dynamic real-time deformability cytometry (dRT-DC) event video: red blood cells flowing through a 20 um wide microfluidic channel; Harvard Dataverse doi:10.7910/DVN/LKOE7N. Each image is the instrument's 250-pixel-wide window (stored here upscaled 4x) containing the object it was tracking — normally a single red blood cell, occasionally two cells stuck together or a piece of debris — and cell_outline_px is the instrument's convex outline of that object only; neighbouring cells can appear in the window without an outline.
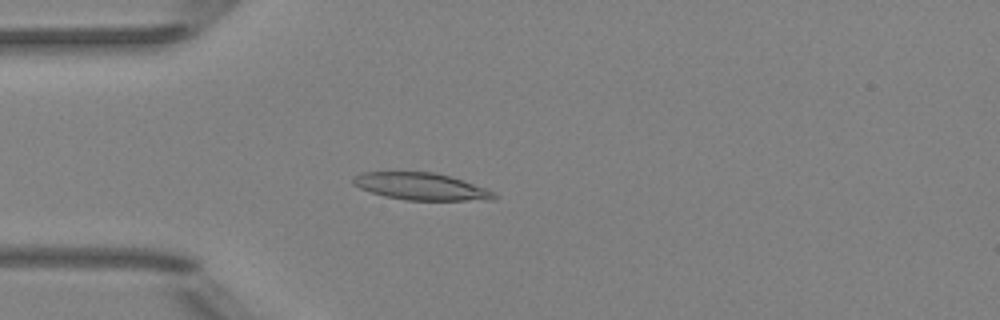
{"species": "Egyptian fruit bat (a non-hibernating species)", "species_latin": "Rousettus aegyptiacus", "temperature_condition": "room temperature", "stored_images_in_passage": 47, "camera_frame_rate_fps": 3000, "um_per_image_px": 0.085, "animal": {"sex": "female"}, "frame": {"image": 1, "passage_image": 9, "time_ms": 2.667, "image_size_px": [1000, 320], "cell_outline_px": [[496, 196], [492, 200], [404, 200], [384, 196], [360, 188], [352, 184], [352, 176], [360, 172], [432, 172], [464, 180], [496, 192]], "centroid_in_image_um": [35.77, 15.85], "position_along_channel_um": 49.2, "area_um2": 22.31}}
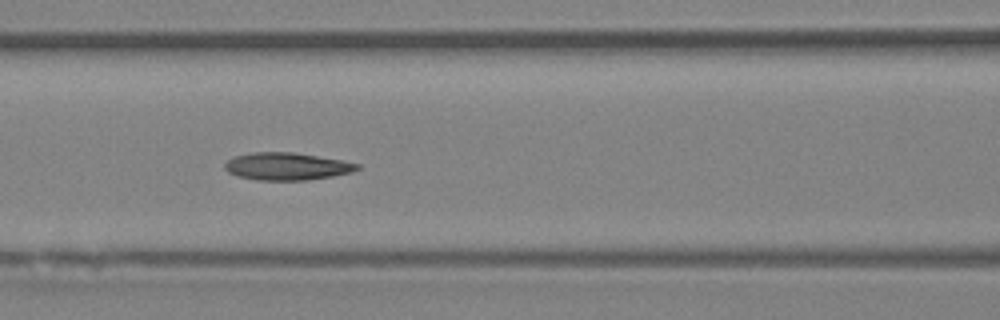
{"frame": {"image": 2, "passage_image": 17, "time_ms": 5.333, "image_size_px": [1000, 320], "cell_outline_px": [[360, 168], [352, 172], [332, 176], [308, 180], [256, 180], [236, 176], [228, 172], [224, 168], [224, 164], [228, 160], [236, 156], [252, 152], [292, 152], [340, 160], [360, 164]], "centroid_in_image_um": [24.35, 14.15], "position_along_channel_um": 142.2, "area_um2": 21.1}}
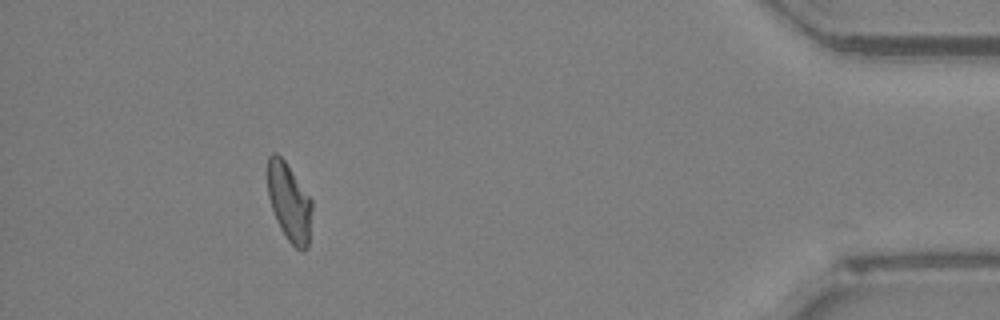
{"frame": {"image": 3, "passage_image": 42, "time_ms": 13.667, "image_size_px": [1000, 320], "cell_outline_px": [[312, 208], [308, 248], [296, 248], [288, 240], [280, 228], [276, 220], [268, 196], [268, 156], [272, 152], [276, 152], [284, 160], [312, 200]], "centroid_in_image_um": [24.58, 17.17], "position_along_channel_um": 410.6, "area_um2": 19.94}, "authors_computed_cell_mechanics": {"area_um2": 20.9236, "velocity_mm_per_s": 3.9367, "shape_relaxation_time_tau1_ms": 9.4706, "shape_relaxation_time_tau2_ms": 3.0064, "deformation_change_tau1": 0.2082, "deformation_change_tau2": 0.1023}}